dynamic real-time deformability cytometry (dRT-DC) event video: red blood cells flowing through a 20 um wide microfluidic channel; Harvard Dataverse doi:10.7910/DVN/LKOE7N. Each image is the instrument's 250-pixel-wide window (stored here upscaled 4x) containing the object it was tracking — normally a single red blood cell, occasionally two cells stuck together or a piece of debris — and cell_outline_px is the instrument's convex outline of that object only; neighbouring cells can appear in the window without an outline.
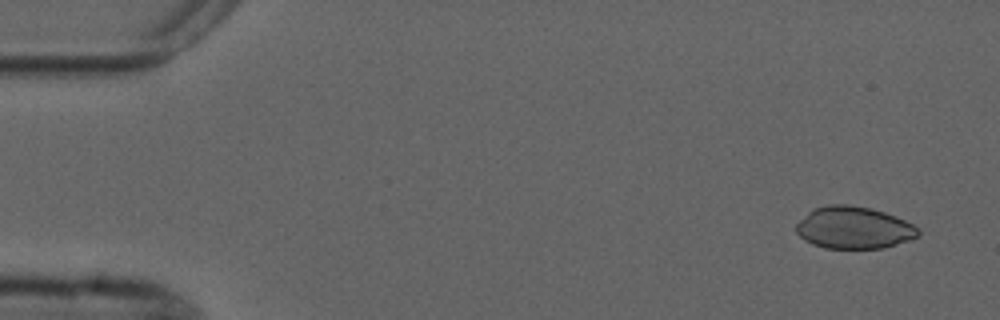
{"species": "common noctule bat (a hibernating species)", "species_latin": "Nyctalus noctula", "temperature_condition": "cold", "stored_images_in_passage": 3, "camera_frame_rate_fps": 3000, "um_per_image_px": 0.085, "animal": {"sex": "male", "forearm_length_mm": 52.5}, "frame": {"image": 1, "passage_image": 1, "time_ms": 0.0, "image_size_px": [1000, 320], "cell_outline_px": [[920, 236], [884, 248], [824, 248], [812, 244], [804, 240], [796, 232], [796, 224], [812, 208], [828, 204], [848, 204], [872, 208], [896, 216], [920, 228]], "centroid_in_image_um": [72.57, 19.34], "position_along_channel_um": 12.4, "area_um2": 30.17}}